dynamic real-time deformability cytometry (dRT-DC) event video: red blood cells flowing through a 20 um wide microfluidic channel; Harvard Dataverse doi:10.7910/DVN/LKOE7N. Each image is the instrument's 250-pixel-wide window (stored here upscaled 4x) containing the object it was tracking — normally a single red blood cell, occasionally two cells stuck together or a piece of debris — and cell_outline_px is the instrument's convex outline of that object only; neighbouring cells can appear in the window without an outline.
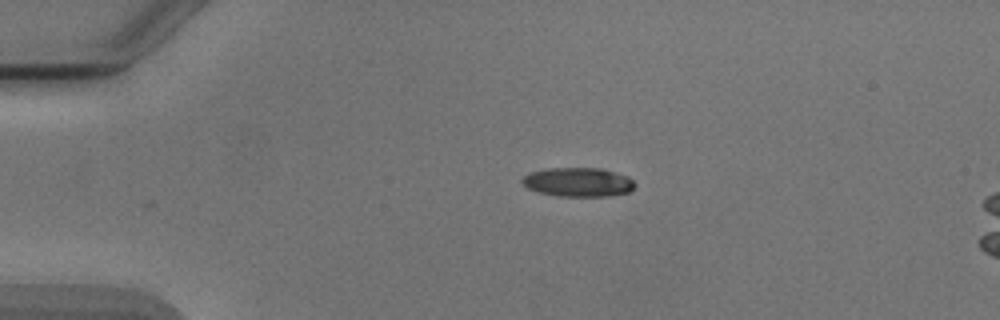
{"species": "Egyptian fruit bat (a non-hibernating species)", "species_latin": "Rousettus aegyptiacus", "temperature_condition": "cold", "stored_images_in_passage": 38, "camera_frame_rate_fps": 3000, "um_per_image_px": 0.085, "animal": {"sex": "male"}, "frame": {"image": 1, "passage_image": 1, "time_ms": 0.0, "image_size_px": [1000, 320], "cell_outline_px": [[636, 184], [628, 192], [608, 196], [556, 196], [540, 192], [528, 188], [520, 180], [524, 176], [532, 172], [548, 168], [600, 168], [628, 176]], "centroid_in_image_um": [49.14, 15.48], "position_along_channel_um": 35.9, "area_um2": 18.9}}
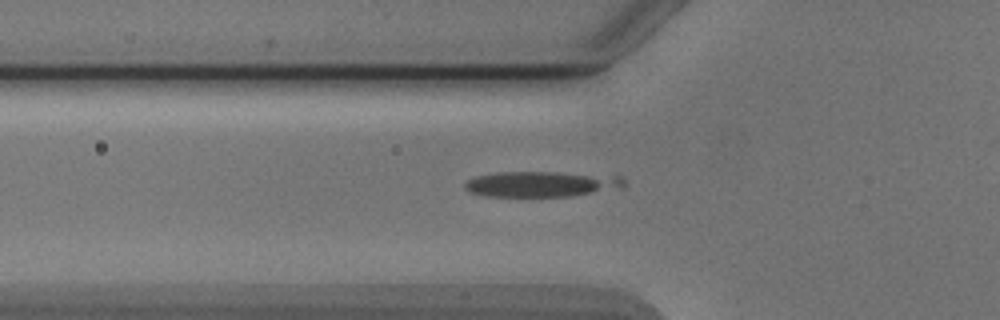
{"frame": {"image": 2, "passage_image": 8, "time_ms": 2.333, "image_size_px": [1000, 320], "cell_outline_px": [[624, 184], [620, 188], [572, 196], [488, 196], [468, 192], [464, 188], [464, 184], [468, 180], [476, 176], [496, 172], [556, 172], [620, 176], [624, 180]], "centroid_in_image_um": [45.98, 15.64], "position_along_channel_um": 79.8, "area_um2": 23.58}}
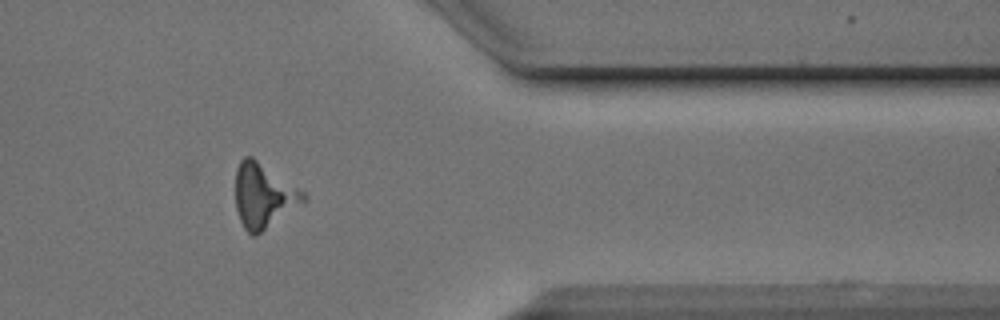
{"frame": {"image": 3, "passage_image": 33, "time_ms": 10.667, "image_size_px": [1000, 320], "cell_outline_px": [[308, 200], [256, 236], [252, 236], [244, 228], [240, 220], [236, 208], [236, 168], [240, 160], [244, 156], [252, 156], [304, 192], [308, 196]], "centroid_in_image_um": [22.4, 16.64], "position_along_channel_um": 389.0, "area_um2": 25.49}}